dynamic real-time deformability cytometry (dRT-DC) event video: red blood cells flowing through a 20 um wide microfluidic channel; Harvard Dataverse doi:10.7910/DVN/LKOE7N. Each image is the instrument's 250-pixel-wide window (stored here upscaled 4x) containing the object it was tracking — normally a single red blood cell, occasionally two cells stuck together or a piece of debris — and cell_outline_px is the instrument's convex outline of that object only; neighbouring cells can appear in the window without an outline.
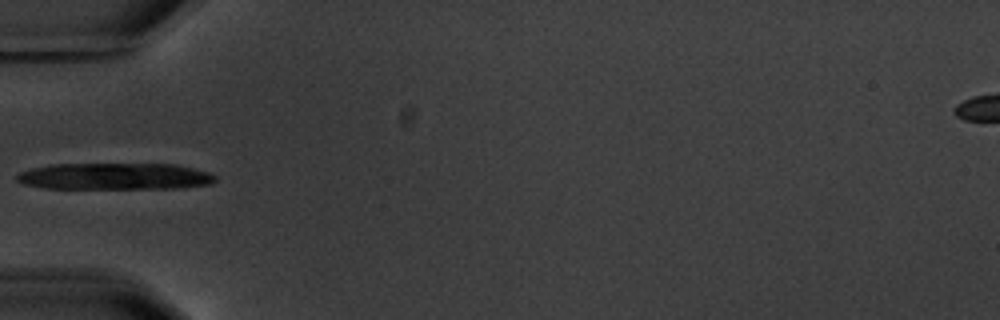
{"species": "common noctule bat (a hibernating species)", "species_latin": "Nyctalus noctula", "temperature_condition": "warm", "stored_images_in_passage": 5, "camera_frame_rate_fps": 3000, "um_per_image_px": 0.085, "animal": {"sex": "male", "body_mass_g": 20.1, "forearm_length_mm": 53.5}, "frame": {"image": 1, "passage_image": 5, "time_ms": 5.333, "image_size_px": [1000, 320], "cell_outline_px": [[216, 180], [212, 184], [184, 188], [44, 188], [24, 184], [16, 180], [16, 176], [20, 172], [32, 168], [48, 164], [176, 164], [208, 172], [216, 176]], "centroid_in_image_um": [9.77, 14.99], "position_along_channel_um": 75.2, "area_um2": 30.92}}